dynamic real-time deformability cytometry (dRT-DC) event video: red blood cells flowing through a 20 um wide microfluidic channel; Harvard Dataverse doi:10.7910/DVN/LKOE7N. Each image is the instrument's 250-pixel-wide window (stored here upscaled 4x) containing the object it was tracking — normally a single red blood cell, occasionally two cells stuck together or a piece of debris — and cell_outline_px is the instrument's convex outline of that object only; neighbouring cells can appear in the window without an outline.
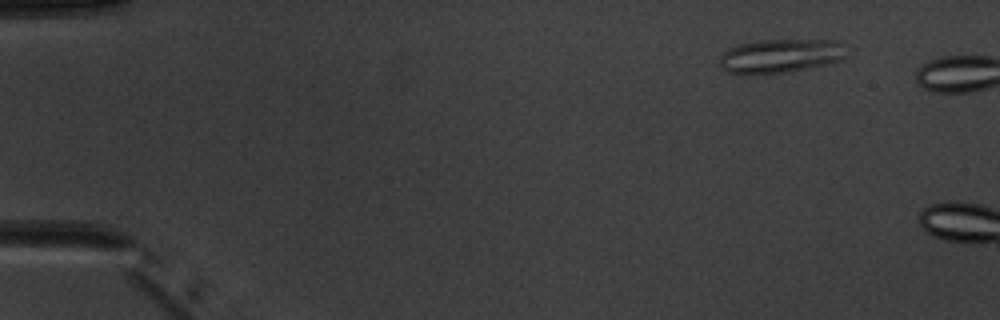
{"species": "common noctule bat (a hibernating species)", "species_latin": "Nyctalus noctula", "temperature_condition": "warm", "stored_images_in_passage": 2, "camera_frame_rate_fps": 3000, "um_per_image_px": 0.085, "animal": {"sex": "male", "body_mass_g": 20.1, "forearm_length_mm": 53.5}, "frame": {"image": 1, "passage_image": 1, "time_ms": 0.0, "image_size_px": [1000, 320], "cell_outline_px": [[844, 60], [828, 64], [788, 72], [752, 76], [728, 72], [720, 68], [720, 56], [724, 52], [736, 44], [760, 40], [844, 40]], "centroid_in_image_um": [66.33, 4.77], "position_along_channel_um": 18.7, "area_um2": 25.66}}